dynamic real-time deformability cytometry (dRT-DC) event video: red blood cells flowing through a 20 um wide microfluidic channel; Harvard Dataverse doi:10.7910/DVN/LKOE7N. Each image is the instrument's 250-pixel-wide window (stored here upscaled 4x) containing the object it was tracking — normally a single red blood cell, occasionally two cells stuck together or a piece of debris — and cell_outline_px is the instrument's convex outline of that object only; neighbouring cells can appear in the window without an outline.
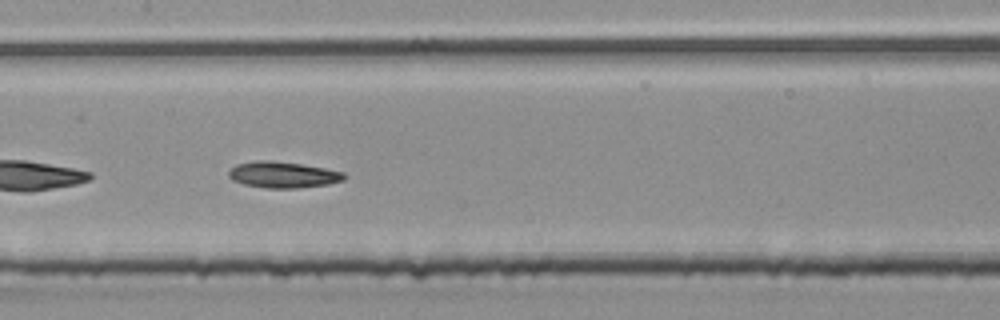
{"species": "common noctule bat (a hibernating species)", "species_latin": "Nyctalus noctula", "temperature_condition": "room temperature", "stored_images_in_passage": 56, "segment_of_instrument_passage": [2, 2], "camera_frame_rate_fps": 3000, "um_per_image_px": 0.085, "animal": {"sex": "male", "body_mass_g": 20.4}, "frame": {"image": 1, "passage_image": 28, "time_ms": 9.0, "image_size_px": [1000, 320], "cell_outline_px": [[348, 176], [344, 180], [328, 184], [296, 188], [264, 188], [244, 184], [232, 180], [228, 176], [228, 172], [236, 164], [256, 160], [268, 160], [300, 164], [324, 168], [344, 172]], "centroid_in_image_um": [24.05, 14.85], "position_along_channel_um": 183.3, "area_um2": 17.63}}
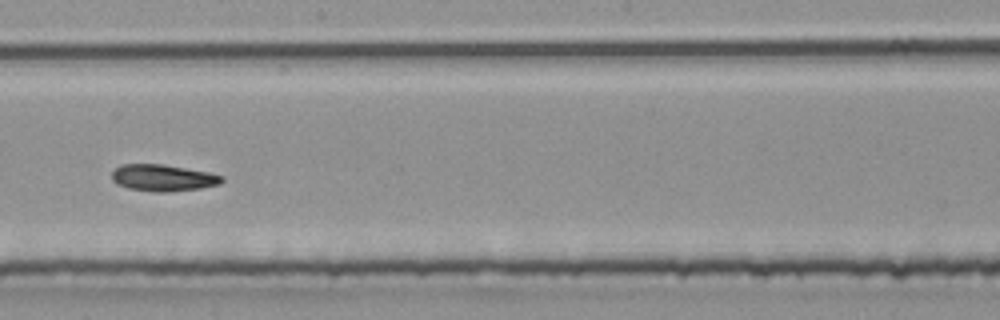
{"frame": {"image": 2, "passage_image": 32, "time_ms": 10.333, "image_size_px": [1000, 320], "cell_outline_px": [[224, 180], [220, 184], [200, 188], [172, 192], [152, 192], [128, 188], [116, 184], [112, 180], [112, 172], [120, 164], [164, 164], [208, 172], [224, 176]], "centroid_in_image_um": [13.85, 15.12], "position_along_channel_um": 234.3, "area_um2": 17.28}}
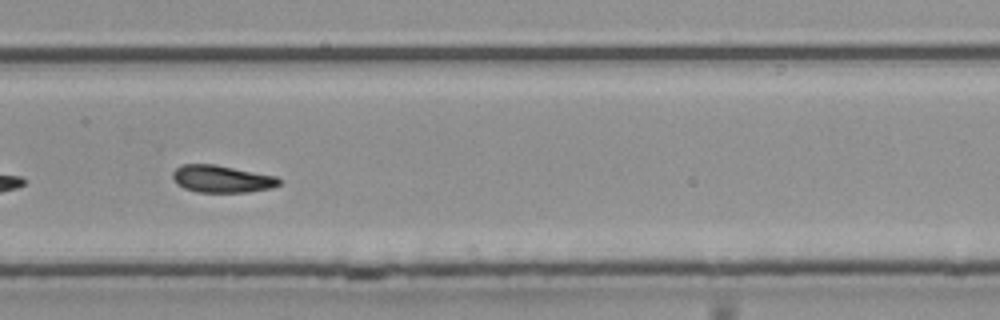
{"frame": {"image": 3, "passage_image": 38, "time_ms": 12.333, "image_size_px": [1000, 320], "cell_outline_px": [[280, 184], [272, 188], [248, 192], [196, 192], [184, 188], [176, 184], [172, 176], [172, 172], [180, 164], [216, 164], [276, 176], [280, 180]], "centroid_in_image_um": [18.83, 15.2], "position_along_channel_um": 311.0, "area_um2": 17.05}}